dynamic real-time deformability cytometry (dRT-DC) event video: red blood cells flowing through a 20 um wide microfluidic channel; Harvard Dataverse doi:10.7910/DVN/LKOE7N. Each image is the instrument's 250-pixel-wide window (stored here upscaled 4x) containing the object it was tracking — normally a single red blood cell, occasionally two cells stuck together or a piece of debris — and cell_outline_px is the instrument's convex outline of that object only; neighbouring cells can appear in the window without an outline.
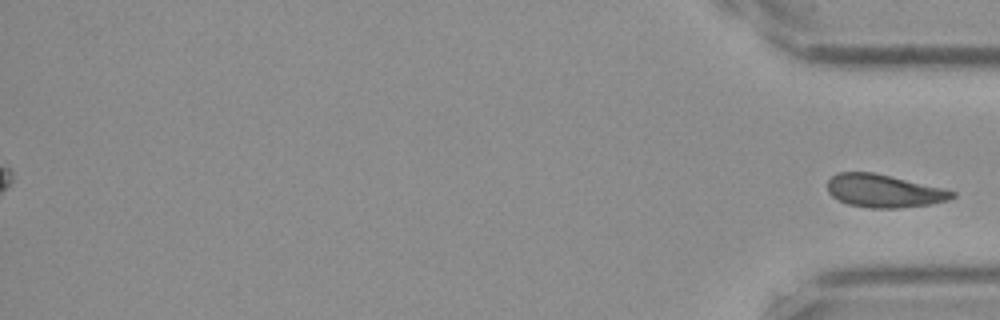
{"species": "Egyptian fruit bat (a non-hibernating species)", "species_latin": "Rousettus aegyptiacus", "temperature_condition": "cold", "stored_images_in_passage": 47, "segment_of_instrument_passage": [2, 2], "camera_frame_rate_fps": 3000, "um_per_image_px": 0.085, "frame": {"image": 1, "passage_image": 47, "time_ms": 15.333, "image_size_px": [1000, 320], "cell_outline_px": [[956, 196], [948, 200], [932, 204], [900, 208], [868, 208], [848, 204], [832, 196], [828, 192], [828, 180], [836, 172], [872, 172], [944, 188], [956, 192]], "centroid_in_image_um": [75.15, 16.23], "position_along_channel_um": 360.1, "area_um2": 23.99}}